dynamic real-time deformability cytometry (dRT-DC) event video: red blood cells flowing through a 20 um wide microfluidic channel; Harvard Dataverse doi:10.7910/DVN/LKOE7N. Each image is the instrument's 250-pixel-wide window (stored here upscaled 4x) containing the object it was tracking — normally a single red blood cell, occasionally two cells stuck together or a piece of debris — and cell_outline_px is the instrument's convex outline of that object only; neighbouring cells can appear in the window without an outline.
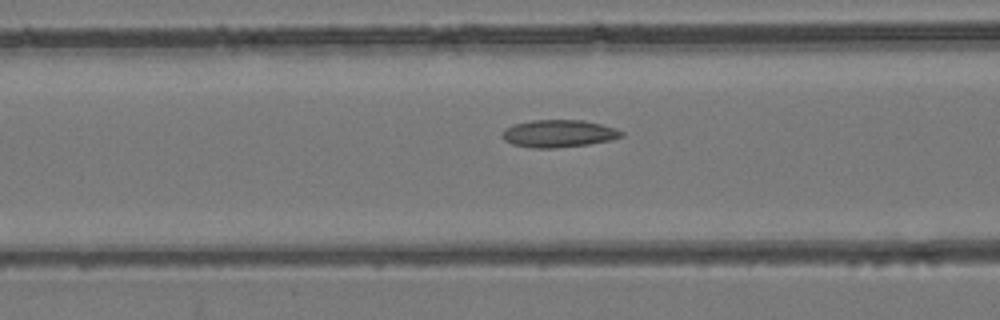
{"species": "common noctule bat (a hibernating species)", "species_latin": "Nyctalus noctula", "temperature_condition": "room temperature", "stored_images_in_passage": 12, "camera_frame_rate_fps": 3000, "um_per_image_px": 0.085, "animal": {"sex": "female", "body_mass_g": 24.6, "forearm_length_mm": 56.2}, "frame": {"image": 1, "passage_image": 10, "time_ms": 3.0, "image_size_px": [1000, 320], "cell_outline_px": [[624, 136], [612, 140], [588, 144], [556, 148], [532, 148], [512, 144], [504, 140], [500, 136], [500, 132], [504, 128], [512, 124], [532, 120], [584, 120], [616, 128], [624, 132]], "centroid_in_image_um": [47.45, 11.35], "position_along_channel_um": 119.2, "area_um2": 19.36}}